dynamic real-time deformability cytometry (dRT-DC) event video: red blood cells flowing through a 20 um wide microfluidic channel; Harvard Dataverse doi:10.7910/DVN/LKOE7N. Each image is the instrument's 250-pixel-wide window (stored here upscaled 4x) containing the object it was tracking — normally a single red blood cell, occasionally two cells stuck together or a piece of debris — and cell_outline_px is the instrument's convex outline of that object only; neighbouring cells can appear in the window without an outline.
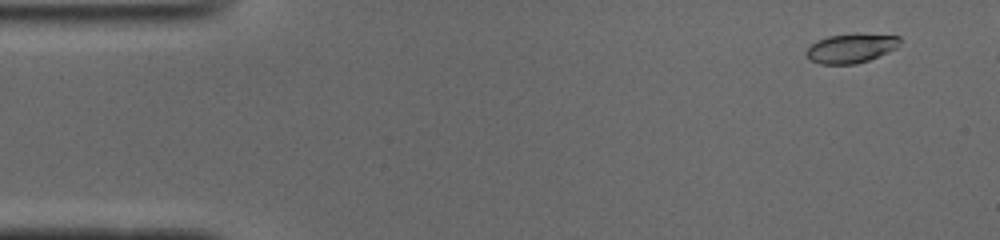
{"species": "common noctule bat (a hibernating species)", "species_latin": "Nyctalus noctula", "temperature_condition": "cold", "stored_images_in_passage": 47, "camera_frame_rate_fps": 3000, "um_per_image_px": 0.085, "animal": {"sex": "male", "body_mass_g": 19.0, "forearm_length_mm": 50.8}, "frame": {"image": 1, "passage_image": 4, "time_ms": 1.0, "image_size_px": [1000, 240], "cell_outline_px": [[900, 40], [896, 48], [888, 52], [868, 60], [856, 64], [820, 64], [812, 60], [804, 52], [812, 44], [828, 36], [856, 32], [900, 36]], "centroid_in_image_um": [72.36, 4.08], "position_along_channel_um": 12.6, "area_um2": 16.01}}
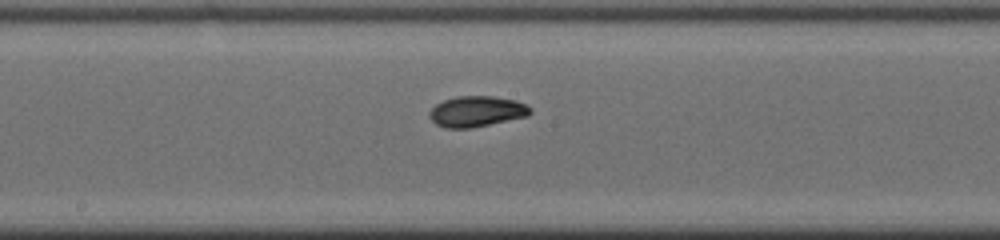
{"frame": {"image": 2, "passage_image": 27, "time_ms": 8.667, "image_size_px": [1000, 240], "cell_outline_px": [[532, 112], [528, 116], [472, 128], [444, 128], [436, 124], [428, 116], [432, 108], [436, 104], [444, 100], [456, 96], [492, 96], [516, 100], [532, 108]], "centroid_in_image_um": [40.52, 9.47], "position_along_channel_um": 207.7, "area_um2": 18.09}}
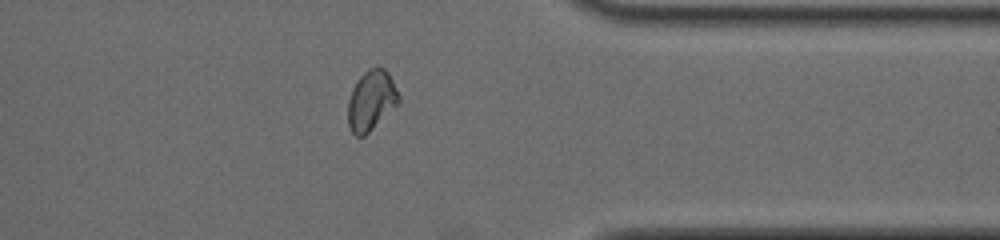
{"frame": {"image": 3, "passage_image": 41, "time_ms": 13.333, "image_size_px": [1000, 240], "cell_outline_px": [[400, 104], [364, 136], [356, 136], [352, 132], [348, 124], [348, 100], [352, 88], [356, 80], [368, 68], [384, 68], [388, 72], [400, 96]], "centroid_in_image_um": [31.57, 8.54], "position_along_channel_um": 379.8, "area_um2": 17.92}}